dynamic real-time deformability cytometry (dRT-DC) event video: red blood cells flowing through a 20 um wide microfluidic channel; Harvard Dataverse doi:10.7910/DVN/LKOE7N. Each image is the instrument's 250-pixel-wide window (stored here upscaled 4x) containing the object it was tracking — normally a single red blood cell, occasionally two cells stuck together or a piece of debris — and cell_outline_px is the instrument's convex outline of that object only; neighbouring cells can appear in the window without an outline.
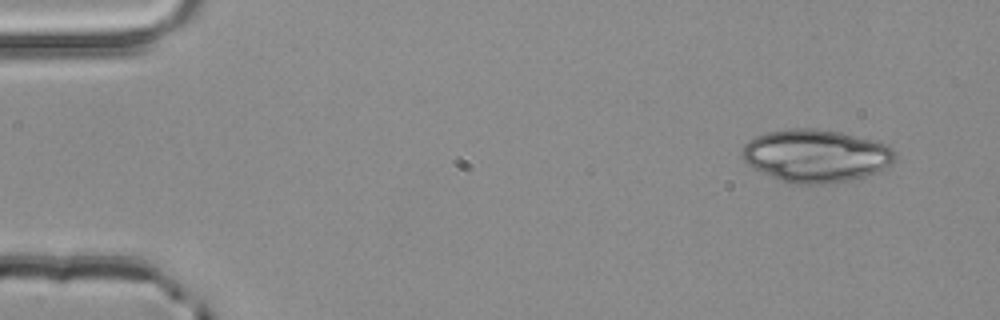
{"species": "common noctule bat (a hibernating species)", "species_latin": "Nyctalus noctula", "temperature_condition": "room temperature", "stored_images_in_passage": 4, "segment_of_instrument_passage": [1, 2], "camera_frame_rate_fps": 3000, "um_per_image_px": 0.085, "animal": {"sex": "male", "body_mass_g": 20.4}, "frame": {"image": 1, "passage_image": 1, "time_ms": 0.0, "image_size_px": [1000, 320], "cell_outline_px": [[896, 160], [884, 168], [876, 172], [864, 176], [848, 180], [824, 184], [792, 184], [780, 180], [752, 168], [740, 156], [740, 152], [744, 144], [748, 140], [756, 136], [768, 132], [788, 128], [816, 128], [840, 132], [888, 144], [896, 152]], "centroid_in_image_um": [69.32, 13.23], "position_along_channel_um": 15.7, "area_um2": 47.22}}